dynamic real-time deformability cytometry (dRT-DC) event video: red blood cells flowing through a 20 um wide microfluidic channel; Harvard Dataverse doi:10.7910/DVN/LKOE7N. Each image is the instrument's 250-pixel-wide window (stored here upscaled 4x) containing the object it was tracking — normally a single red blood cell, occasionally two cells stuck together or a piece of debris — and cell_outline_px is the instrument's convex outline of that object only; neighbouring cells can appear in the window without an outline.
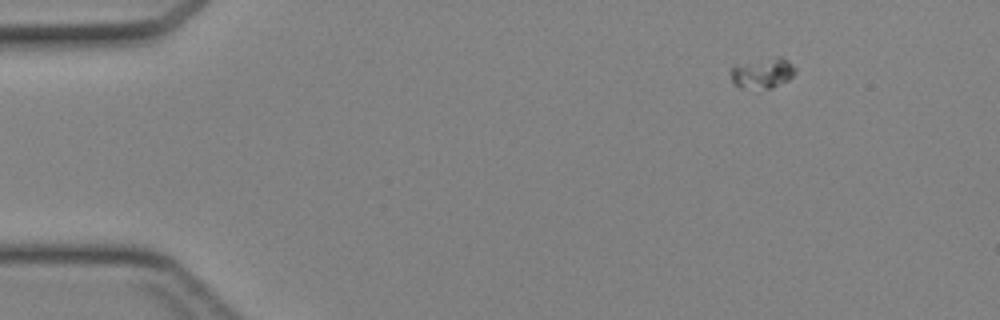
{"species": "Egyptian fruit bat (a non-hibernating species)", "species_latin": "Rousettus aegyptiacus", "temperature_condition": "cold", "stored_images_in_passage": 47, "camera_frame_rate_fps": 3000, "um_per_image_px": 0.085, "animal": {"sex": "female"}, "frame": {"image": 1, "passage_image": 7, "time_ms": 2.0, "image_size_px": [1000, 320], "cell_outline_px": [[796, 72], [788, 80], [772, 88], [740, 88], [732, 80], [732, 64], [776, 56], [780, 56], [788, 60], [796, 68]], "centroid_in_image_um": [64.83, 6.18], "position_along_channel_um": 20.2, "area_um2": 11.56}}
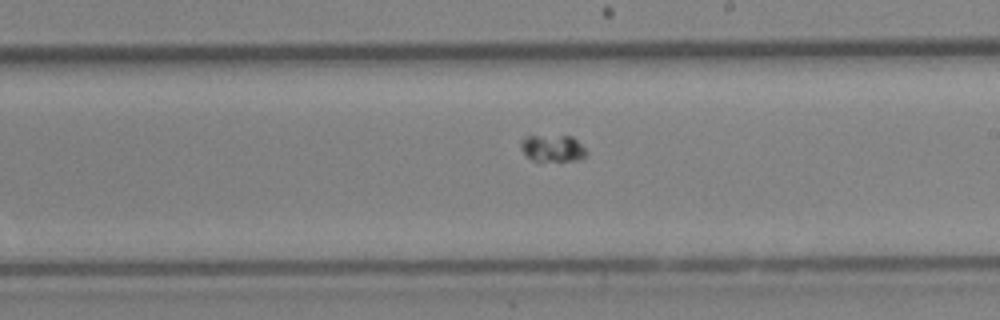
{"frame": {"image": 2, "passage_image": 28, "time_ms": 9.0, "image_size_px": [1000, 320], "cell_outline_px": [[588, 152], [580, 160], [540, 164], [532, 160], [520, 148], [520, 140], [524, 136], [572, 136]], "centroid_in_image_um": [46.94, 12.66], "position_along_channel_um": 242.1, "area_um2": 10.75}}
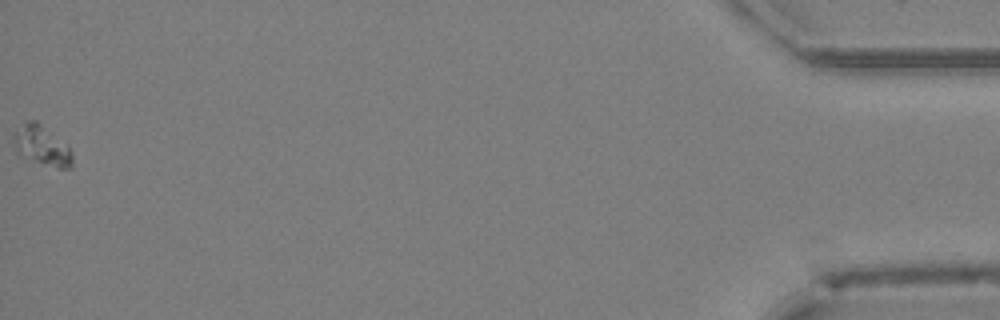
{"frame": {"image": 3, "passage_image": 47, "time_ms": 15.333, "image_size_px": [1000, 320], "cell_outline_px": [[72, 168], [56, 168], [20, 156], [16, 152], [12, 140], [12, 136], [28, 120], [36, 120], [68, 148], [72, 152]], "centroid_in_image_um": [3.52, 12.41], "position_along_channel_um": 431.7, "area_um2": 13.18}}